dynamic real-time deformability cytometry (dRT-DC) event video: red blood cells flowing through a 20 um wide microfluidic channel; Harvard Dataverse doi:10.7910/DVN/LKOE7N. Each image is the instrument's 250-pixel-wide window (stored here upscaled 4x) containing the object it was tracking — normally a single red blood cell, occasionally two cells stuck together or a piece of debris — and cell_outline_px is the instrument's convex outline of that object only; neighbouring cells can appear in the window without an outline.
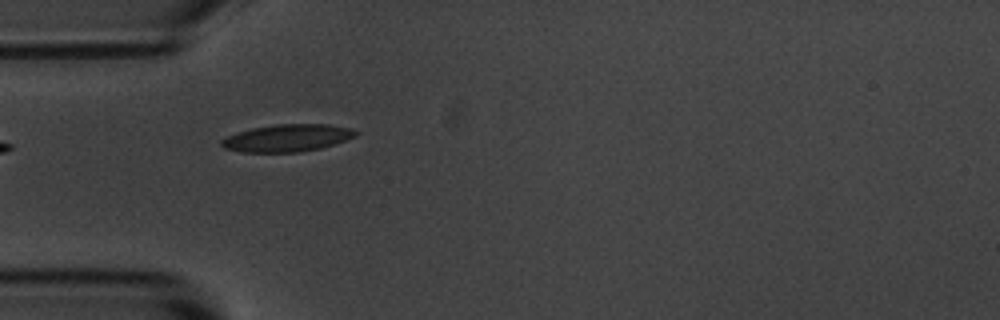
{"species": "common noctule bat (a hibernating species)", "species_latin": "Nyctalus noctula", "temperature_condition": "room temperature", "stored_images_in_passage": 9, "camera_frame_rate_fps": 3000, "um_per_image_px": 0.085, "animal": {"sex": "male", "body_mass_g": 20.1, "forearm_length_mm": 53.5}, "frame": {"image": 1, "passage_image": 1, "time_ms": 0.0, "image_size_px": [1000, 320], "cell_outline_px": [[360, 132], [356, 136], [320, 148], [300, 152], [240, 152], [224, 148], [220, 144], [220, 140], [236, 132], [252, 128], [276, 124], [328, 124], [352, 128]], "centroid_in_image_um": [24.4, 11.72], "position_along_channel_um": 60.6, "area_um2": 21.39}}
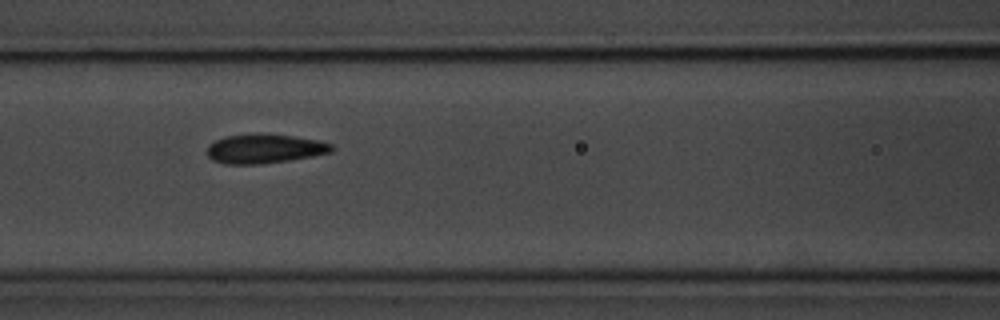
{"frame": {"image": 2, "passage_image": 3, "time_ms": 2.333, "image_size_px": [1000, 320], "cell_outline_px": [[336, 148], [332, 152], [312, 156], [288, 160], [256, 164], [224, 164], [212, 160], [208, 156], [208, 144], [224, 136], [292, 136], [320, 140], [332, 144]], "centroid_in_image_um": [22.52, 12.67], "position_along_channel_um": 144.1, "area_um2": 20.52}}
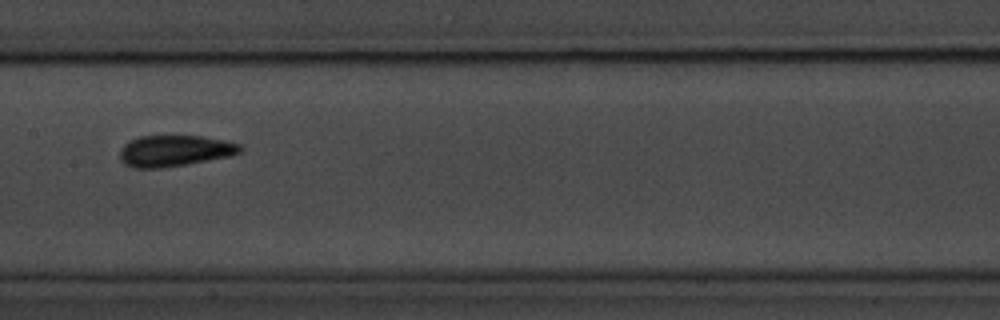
{"frame": {"image": 3, "passage_image": 4, "time_ms": 3.667, "image_size_px": [1000, 320], "cell_outline_px": [[244, 148], [240, 152], [228, 156], [188, 164], [160, 168], [132, 168], [124, 164], [120, 160], [120, 152], [124, 144], [140, 136], [200, 136], [224, 140], [240, 144]], "centroid_in_image_um": [14.83, 12.82], "position_along_channel_um": 192.6, "area_um2": 21.79}}